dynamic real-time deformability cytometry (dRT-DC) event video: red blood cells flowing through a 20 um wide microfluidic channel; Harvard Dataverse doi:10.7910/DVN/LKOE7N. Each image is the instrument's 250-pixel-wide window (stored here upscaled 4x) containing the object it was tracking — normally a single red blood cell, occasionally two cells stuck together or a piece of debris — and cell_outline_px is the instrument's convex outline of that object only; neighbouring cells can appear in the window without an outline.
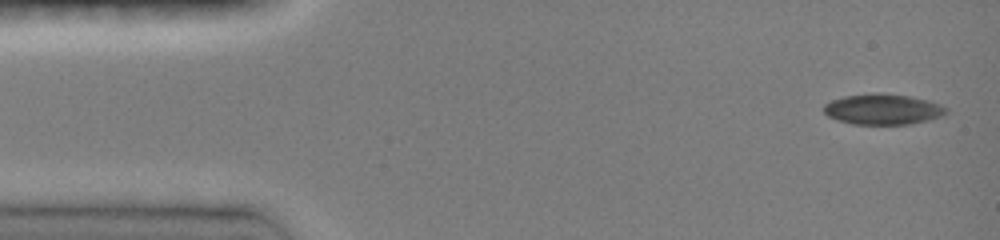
{"species": "common noctule bat (a hibernating species)", "species_latin": "Nyctalus noctula", "temperature_condition": "room temperature", "stored_images_in_passage": 23, "camera_frame_rate_fps": 3000, "um_per_image_px": 0.085, "animal": {"sex": "female", "body_mass_g": 19.0, "forearm_length_mm": 51.5}, "frame": {"image": 1, "passage_image": 1, "time_ms": 0.0, "image_size_px": [1000, 240], "cell_outline_px": [[948, 112], [940, 116], [928, 120], [908, 124], [852, 124], [828, 116], [824, 112], [824, 104], [832, 100], [844, 96], [876, 92], [908, 96], [928, 100], [940, 104], [948, 108]], "centroid_in_image_um": [75.05, 9.28], "position_along_channel_um": 10.0, "area_um2": 21.73}}
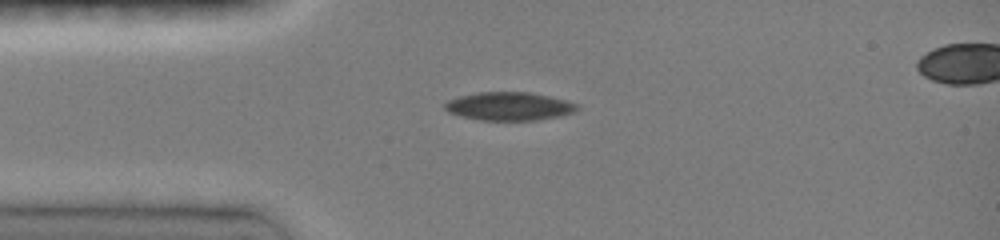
{"frame": {"image": 2, "passage_image": 6, "time_ms": 3.0, "image_size_px": [1000, 240], "cell_outline_px": [[580, 108], [576, 112], [560, 116], [536, 120], [480, 120], [460, 116], [448, 112], [444, 108], [444, 104], [448, 100], [460, 96], [480, 92], [528, 92], [548, 96], [580, 104]], "centroid_in_image_um": [43.3, 9.04], "position_along_channel_um": 41.7, "area_um2": 21.85}}
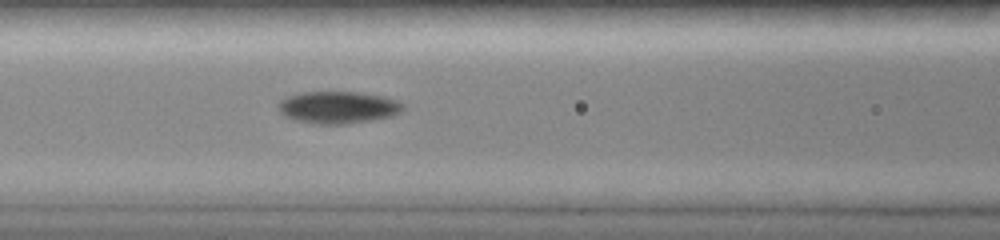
{"frame": {"image": 3, "passage_image": 14, "time_ms": 5.667, "image_size_px": [1000, 240], "cell_outline_px": [[404, 108], [400, 112], [392, 116], [372, 120], [348, 124], [312, 124], [296, 120], [284, 116], [276, 108], [276, 104], [284, 96], [300, 92], [360, 92], [384, 96], [400, 100], [404, 104]], "centroid_in_image_um": [28.71, 9.12], "position_along_channel_um": 137.9, "area_um2": 23.93}}